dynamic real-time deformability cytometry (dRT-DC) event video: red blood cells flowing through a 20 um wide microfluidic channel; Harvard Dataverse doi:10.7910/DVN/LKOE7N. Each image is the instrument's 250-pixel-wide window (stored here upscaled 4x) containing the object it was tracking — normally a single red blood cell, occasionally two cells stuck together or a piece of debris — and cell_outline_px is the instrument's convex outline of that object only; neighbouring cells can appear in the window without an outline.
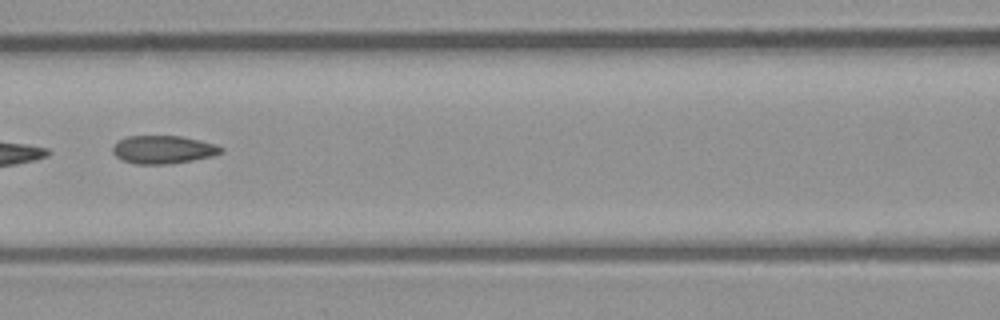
{"species": "common noctule bat (a hibernating species)", "species_latin": "Nyctalus noctula", "temperature_condition": "room temperature", "stored_images_in_passage": 23, "camera_frame_rate_fps": 3000, "um_per_image_px": 0.085, "animal": {"sex": "male", "body_mass_g": 23.1, "forearm_length_mm": 52.7}, "frame": {"image": 1, "passage_image": 18, "time_ms": 5.667, "image_size_px": [1000, 320], "cell_outline_px": [[224, 152], [212, 156], [192, 160], [164, 164], [136, 164], [124, 160], [116, 156], [112, 152], [112, 148], [120, 140], [128, 136], [180, 136], [200, 140], [216, 144], [224, 148]], "centroid_in_image_um": [13.91, 12.71], "position_along_channel_um": 152.7, "area_um2": 17.57}}
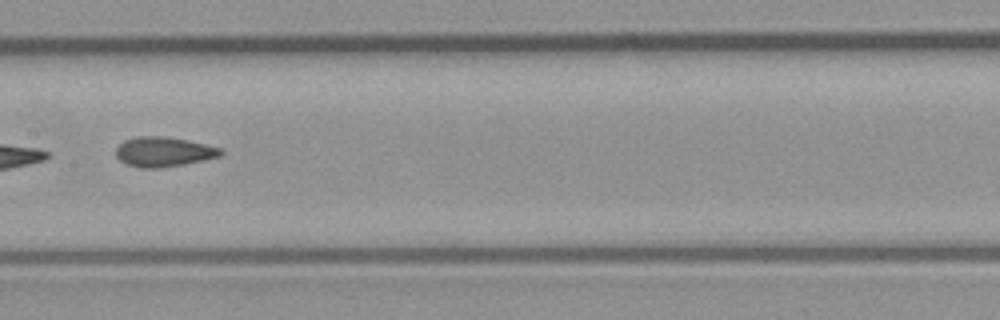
{"frame": {"image": 2, "passage_image": 21, "time_ms": 6.667, "image_size_px": [1000, 320], "cell_outline_px": [[224, 152], [220, 156], [184, 164], [160, 168], [140, 168], [128, 164], [120, 160], [116, 156], [116, 148], [124, 140], [136, 136], [164, 136], [188, 140], [220, 148]], "centroid_in_image_um": [13.89, 12.9], "position_along_channel_um": 193.5, "area_um2": 18.09}}